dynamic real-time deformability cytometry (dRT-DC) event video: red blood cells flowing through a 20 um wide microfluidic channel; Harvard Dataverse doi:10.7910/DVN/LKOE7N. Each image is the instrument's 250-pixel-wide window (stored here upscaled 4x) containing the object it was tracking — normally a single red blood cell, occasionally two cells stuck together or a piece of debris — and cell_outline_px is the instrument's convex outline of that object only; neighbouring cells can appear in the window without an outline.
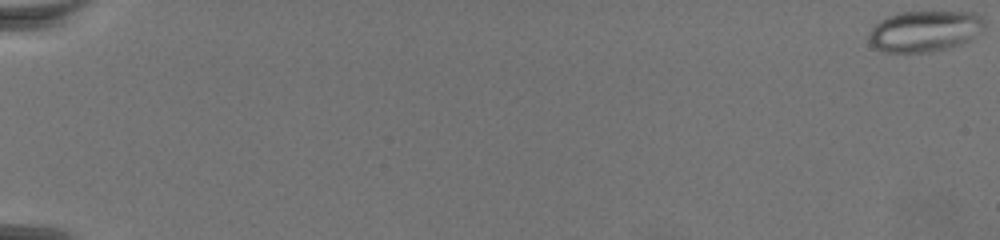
{"species": "common noctule bat (a hibernating species)", "species_latin": "Nyctalus noctula", "temperature_condition": "warm", "stored_images_in_passage": 73, "camera_frame_rate_fps": 3000, "um_per_image_px": 0.085, "animal": {"sex": "female", "body_mass_g": 19.5, "forearm_length_mm": 54.1}, "frame": {"image": 1, "passage_image": 1, "time_ms": 0.0, "image_size_px": [1000, 240], "cell_outline_px": [[984, 28], [980, 32], [968, 40], [960, 44], [928, 52], [884, 52], [876, 48], [868, 40], [868, 32], [880, 20], [888, 16], [900, 12], [976, 12], [984, 20]], "centroid_in_image_um": [78.57, 2.63], "position_along_channel_um": 6.4, "area_um2": 27.46}}
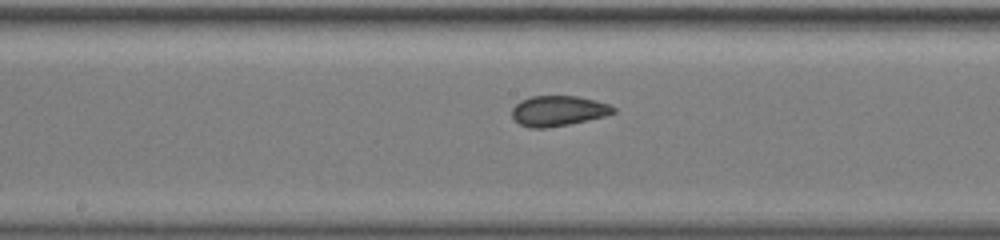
{"frame": {"image": 2, "passage_image": 42, "time_ms": 13.667, "image_size_px": [1000, 240], "cell_outline_px": [[616, 112], [604, 116], [568, 124], [548, 128], [528, 128], [520, 124], [512, 116], [512, 108], [520, 100], [532, 96], [576, 96], [596, 100], [608, 104], [616, 108]], "centroid_in_image_um": [47.44, 9.42], "position_along_channel_um": 200.8, "area_um2": 17.86}}
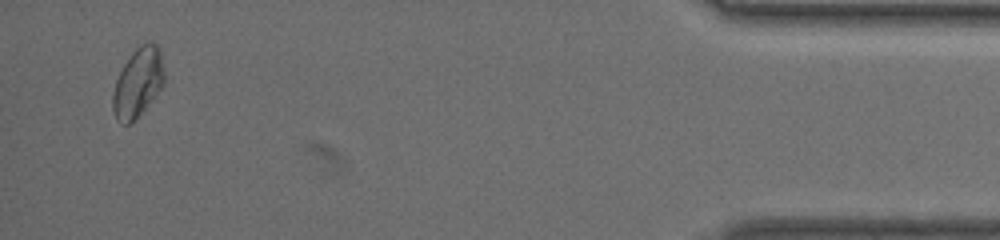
{"frame": {"image": 3, "passage_image": 71, "time_ms": 23.333, "image_size_px": [1000, 240], "cell_outline_px": [[164, 84], [132, 124], [120, 124], [116, 120], [112, 108], [112, 92], [116, 80], [124, 64], [132, 52], [140, 44], [156, 44], [160, 48], [164, 72]], "centroid_in_image_um": [11.7, 7.06], "position_along_channel_um": 423.5, "area_um2": 20.69}}